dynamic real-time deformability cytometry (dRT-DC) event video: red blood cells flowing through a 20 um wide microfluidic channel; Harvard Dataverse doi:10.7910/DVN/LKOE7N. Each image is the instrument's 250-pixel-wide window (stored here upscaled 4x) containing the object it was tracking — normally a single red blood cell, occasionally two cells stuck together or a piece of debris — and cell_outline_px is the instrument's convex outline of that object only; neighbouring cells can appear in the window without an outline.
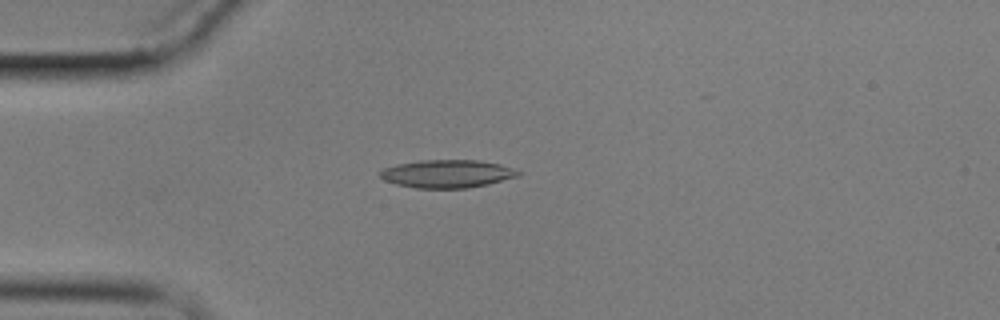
{"species": "common noctule bat (a hibernating species)", "species_latin": "Nyctalus noctula", "temperature_condition": "cold", "stored_images_in_passage": 5, "camera_frame_rate_fps": 3000, "um_per_image_px": 0.085, "animal": {"sex": "male", "body_mass_g": 17.9}, "frame": {"image": 1, "passage_image": 4, "time_ms": 3.667, "image_size_px": [1000, 320], "cell_outline_px": [[524, 172], [520, 176], [488, 184], [468, 188], [416, 188], [396, 184], [384, 180], [380, 176], [380, 172], [384, 168], [396, 164], [420, 160], [480, 160], [500, 164]], "centroid_in_image_um": [38.05, 14.77], "position_along_channel_um": 47.0, "area_um2": 22.66}}